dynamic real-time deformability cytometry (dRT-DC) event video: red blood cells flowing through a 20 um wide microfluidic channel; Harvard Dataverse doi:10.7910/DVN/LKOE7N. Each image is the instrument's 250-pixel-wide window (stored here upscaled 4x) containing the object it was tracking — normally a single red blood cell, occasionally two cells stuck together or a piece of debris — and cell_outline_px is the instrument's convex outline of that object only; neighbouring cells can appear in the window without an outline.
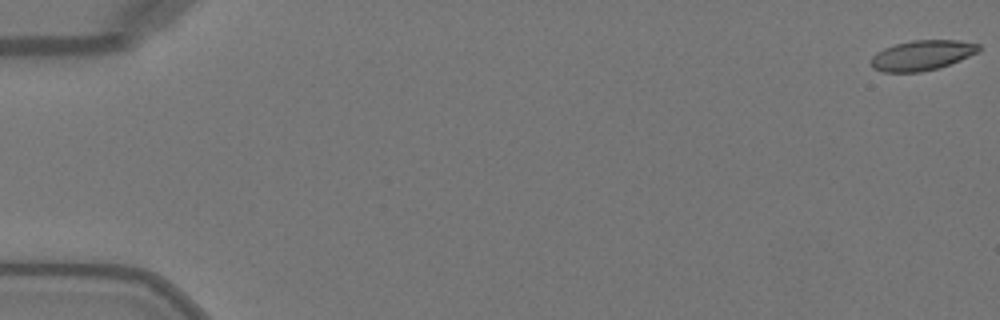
{"species": "Egyptian fruit bat (a non-hibernating species)", "species_latin": "Rousettus aegyptiacus", "temperature_condition": "warm", "stored_images_in_passage": 51, "camera_frame_rate_fps": 3000, "um_per_image_px": 0.085, "animal": {"sex": "female"}, "frame": {"image": 1, "passage_image": 1, "time_ms": 0.0, "image_size_px": [1000, 320], "cell_outline_px": [[980, 52], [960, 60], [936, 68], [920, 72], [884, 72], [872, 68], [872, 56], [876, 52], [884, 48], [896, 44], [912, 40], [960, 40], [980, 44]], "centroid_in_image_um": [78.39, 4.69], "position_along_channel_um": 6.6, "area_um2": 18.84}}
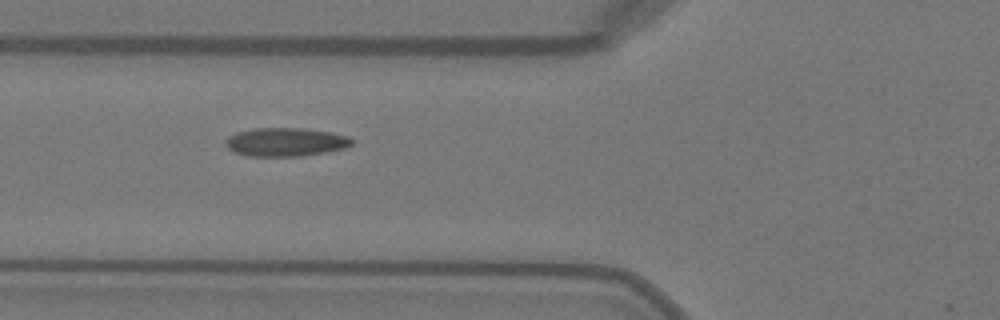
{"frame": {"image": 2, "passage_image": 20, "time_ms": 6.333, "image_size_px": [1000, 320], "cell_outline_px": [[352, 144], [348, 148], [300, 156], [248, 156], [236, 152], [228, 148], [224, 144], [224, 140], [228, 136], [236, 132], [252, 128], [300, 128], [328, 132], [348, 136], [352, 140]], "centroid_in_image_um": [24.24, 12.07], "position_along_channel_um": 101.6, "area_um2": 20.98}}
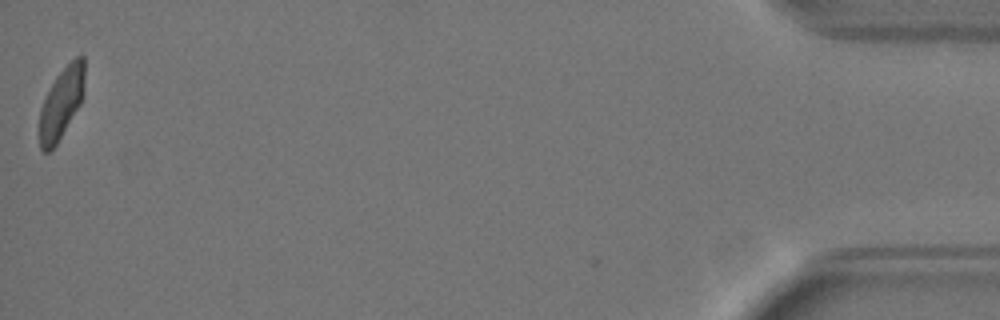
{"frame": {"image": 3, "passage_image": 51, "time_ms": 16.667, "image_size_px": [1000, 320], "cell_outline_px": [[84, 96], [80, 104], [56, 144], [48, 152], [44, 152], [40, 148], [40, 108], [56, 76], [76, 56], [84, 56]], "centroid_in_image_um": [5.23, 8.75], "position_along_channel_um": 430.0, "area_um2": 18.26}, "authors_computed_cell_mechanics": {"area_um2": 19.8832, "velocity_mm_per_s": 4.0726, "shape_relaxation_time_tau1_ms": null, "shape_relaxation_time_tau2_ms": 0.6415, "deformation_change_tau1": null, "deformation_change_tau2": 0.0464}}